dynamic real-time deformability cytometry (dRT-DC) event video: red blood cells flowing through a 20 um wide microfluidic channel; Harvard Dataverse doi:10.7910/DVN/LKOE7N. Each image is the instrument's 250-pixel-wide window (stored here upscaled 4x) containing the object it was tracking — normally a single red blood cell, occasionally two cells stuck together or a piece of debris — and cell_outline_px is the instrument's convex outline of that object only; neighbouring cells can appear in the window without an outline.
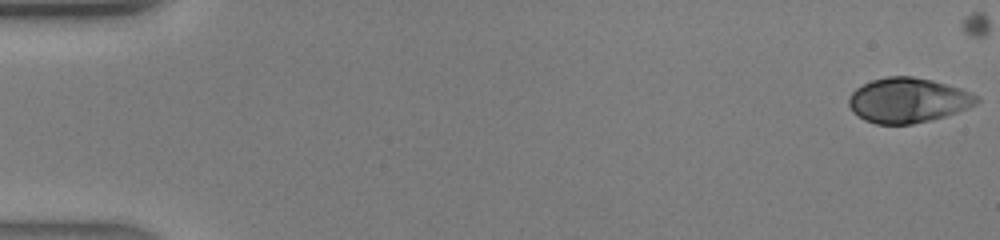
{"species": "human", "species_latin": "Homo sapiens", "temperature_condition": "warm", "stored_images_in_passage": 41, "camera_frame_rate_fps": 3000, "um_per_image_px": 0.085, "donor": {"sex": "male"}, "frame": {"image": 1, "passage_image": 1, "time_ms": 0.0, "image_size_px": [1000, 240], "cell_outline_px": [[980, 100], [976, 104], [968, 108], [944, 116], [912, 124], [876, 124], [864, 120], [852, 112], [848, 104], [848, 96], [856, 88], [872, 80], [888, 76], [912, 76], [932, 80], [960, 88], [972, 92], [980, 96]], "centroid_in_image_um": [77.17, 8.52], "position_along_channel_um": 7.8, "area_um2": 33.52}}
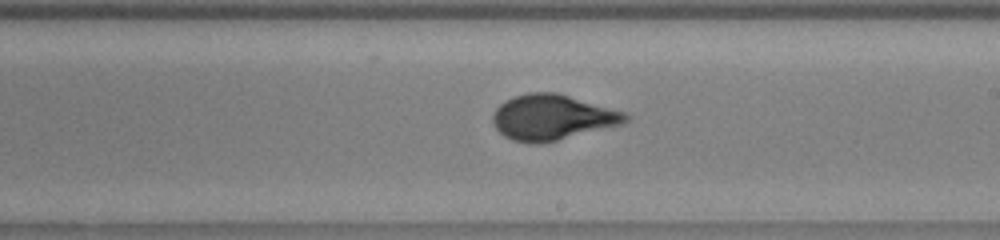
{"frame": {"image": 2, "passage_image": 25, "time_ms": 8.0, "image_size_px": [1000, 240], "cell_outline_px": [[628, 120], [620, 124], [556, 140], [536, 144], [532, 144], [512, 140], [504, 136], [496, 128], [492, 120], [492, 116], [496, 108], [504, 100], [528, 92], [556, 92], [624, 112], [628, 116]], "centroid_in_image_um": [46.88, 9.96], "position_along_channel_um": 242.1, "area_um2": 34.56}}
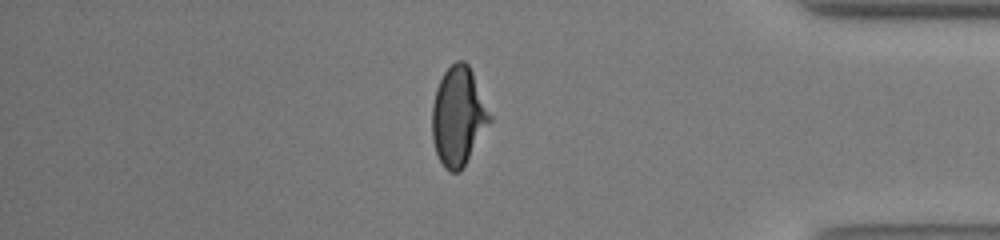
{"frame": {"image": 3, "passage_image": 36, "time_ms": 11.667, "image_size_px": [1000, 240], "cell_outline_px": [[492, 120], [460, 172], [448, 172], [444, 168], [436, 152], [432, 140], [432, 104], [436, 88], [444, 72], [456, 60], [464, 60], [468, 64], [472, 72], [492, 116]], "centroid_in_image_um": [38.94, 9.89], "position_along_channel_um": 396.3, "area_um2": 33.12}}